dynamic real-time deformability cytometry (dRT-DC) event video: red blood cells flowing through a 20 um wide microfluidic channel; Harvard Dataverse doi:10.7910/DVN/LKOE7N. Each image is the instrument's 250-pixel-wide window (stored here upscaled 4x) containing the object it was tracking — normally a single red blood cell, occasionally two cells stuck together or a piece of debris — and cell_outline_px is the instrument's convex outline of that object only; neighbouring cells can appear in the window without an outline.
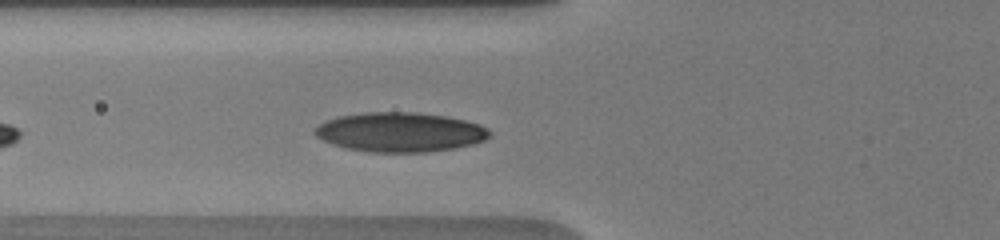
{"species": "human", "species_latin": "Homo sapiens", "temperature_condition": "warm", "stored_images_in_passage": 23, "camera_frame_rate_fps": 3000, "um_per_image_px": 0.085, "donor": {"sex": "male"}, "frame": {"image": 1, "passage_image": 6, "time_ms": 3.0, "image_size_px": [1000, 240], "cell_outline_px": [[492, 136], [484, 140], [472, 144], [456, 148], [428, 152], [368, 152], [344, 148], [332, 144], [316, 136], [312, 132], [320, 124], [328, 120], [340, 116], [364, 112], [416, 112], [448, 116], [480, 124], [488, 128], [492, 132]], "centroid_in_image_um": [34.04, 11.23], "position_along_channel_um": 91.8, "area_um2": 40.46}}
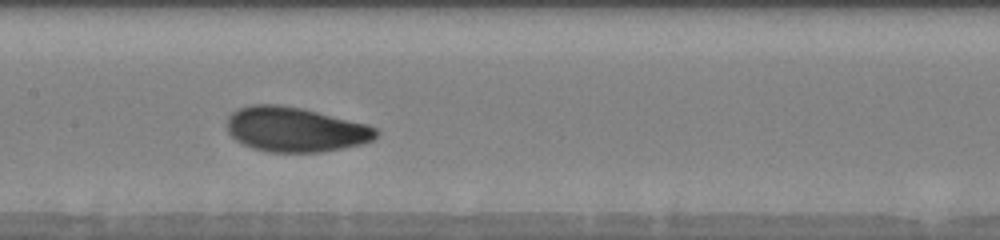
{"frame": {"image": 2, "passage_image": 10, "time_ms": 5.333, "image_size_px": [1000, 240], "cell_outline_px": [[380, 132], [372, 140], [364, 144], [320, 152], [268, 152], [252, 148], [236, 140], [228, 132], [228, 116], [236, 108], [252, 104], [280, 104], [304, 108], [368, 124], [376, 128]], "centroid_in_image_um": [25.11, 10.99], "position_along_channel_um": 182.3, "area_um2": 39.25}}
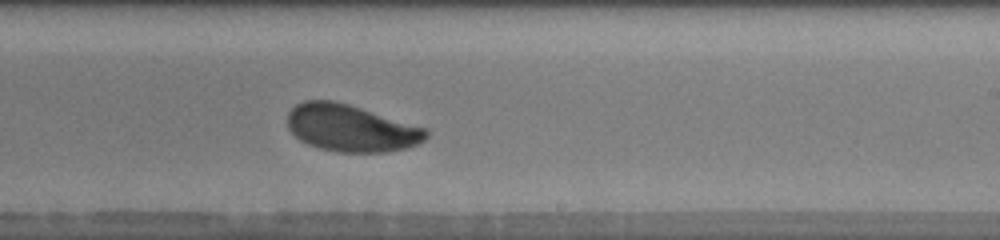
{"frame": {"image": 3, "passage_image": 13, "time_ms": 7.333, "image_size_px": [1000, 240], "cell_outline_px": [[428, 136], [424, 140], [408, 148], [384, 152], [336, 152], [320, 148], [308, 144], [300, 140], [288, 128], [288, 112], [296, 104], [304, 100], [332, 100], [348, 104], [428, 128]], "centroid_in_image_um": [29.84, 10.89], "position_along_channel_um": 259.2, "area_um2": 37.97}, "authors_computed_cell_mechanics": {"area_um2": 37.9746, "velocity_mm_per_s": 3.8538, "shape_relaxation_time_tau1_ms": 2.1848, "shape_relaxation_time_tau2_ms": 6.4515, "deformation_change_tau1": 0.1411, "deformation_change_tau2": 0.1227}}